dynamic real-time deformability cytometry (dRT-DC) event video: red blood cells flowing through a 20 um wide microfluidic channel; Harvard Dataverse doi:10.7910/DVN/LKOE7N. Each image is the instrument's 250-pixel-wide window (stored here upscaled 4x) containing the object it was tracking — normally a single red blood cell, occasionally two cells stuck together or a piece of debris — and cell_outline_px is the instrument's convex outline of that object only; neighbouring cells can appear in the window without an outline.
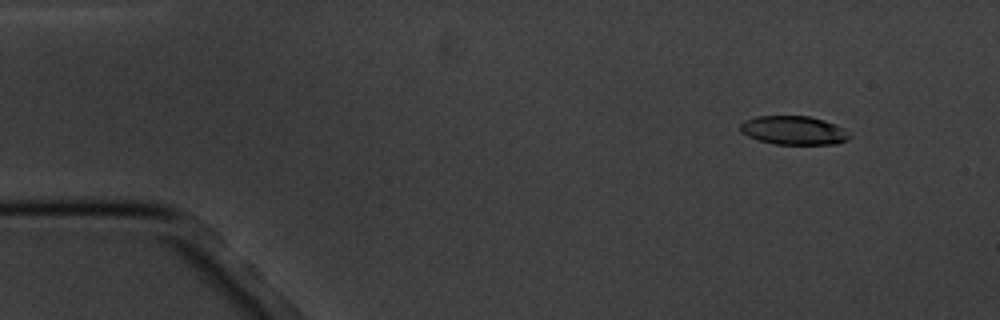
{"species": "common noctule bat (a hibernating species)", "species_latin": "Nyctalus noctula", "temperature_condition": "cold", "stored_images_in_passage": 5, "camera_frame_rate_fps": 3000, "um_per_image_px": 0.085, "animal": {"sex": "male", "body_mass_g": 20.1, "forearm_length_mm": 53.5}, "frame": {"image": 1, "passage_image": 2, "time_ms": 1.0, "image_size_px": [1000, 320], "cell_outline_px": [[852, 136], [848, 140], [836, 144], [776, 144], [760, 140], [748, 136], [740, 132], [740, 124], [744, 120], [756, 116], [808, 116], [824, 120], [836, 124], [852, 132]], "centroid_in_image_um": [67.51, 11.08], "position_along_channel_um": 17.5, "area_um2": 18.5}}
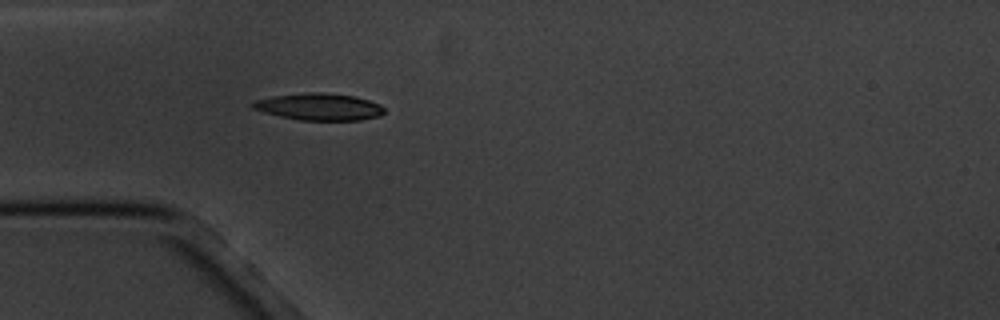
{"frame": {"image": 2, "passage_image": 5, "time_ms": 4.667, "image_size_px": [1000, 320], "cell_outline_px": [[384, 112], [380, 116], [360, 120], [300, 120], [280, 116], [264, 112], [252, 108], [248, 104], [256, 100], [272, 96], [308, 92], [324, 92], [356, 96], [380, 104], [384, 108]], "centroid_in_image_um": [27.12, 9.07], "position_along_channel_um": 57.9, "area_um2": 20.75}}